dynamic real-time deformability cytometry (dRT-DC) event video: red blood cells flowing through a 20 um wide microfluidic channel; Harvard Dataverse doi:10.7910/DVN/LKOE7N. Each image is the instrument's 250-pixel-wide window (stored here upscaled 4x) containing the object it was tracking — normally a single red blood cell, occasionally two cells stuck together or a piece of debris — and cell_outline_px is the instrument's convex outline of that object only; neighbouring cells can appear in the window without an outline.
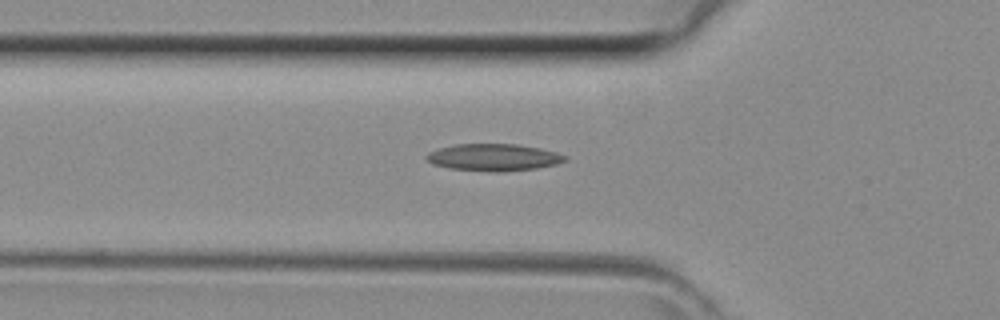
{"species": "common noctule bat (a hibernating species)", "species_latin": "Nyctalus noctula", "temperature_condition": "room temperature", "stored_images_in_passage": 36, "camera_frame_rate_fps": 3000, "um_per_image_px": 0.085, "animal": {"sex": "female", "body_mass_g": 29.2, "forearm_length_mm": 56.3}, "frame": {"image": 1, "passage_image": 13, "time_ms": 4.0, "image_size_px": [1000, 320], "cell_outline_px": [[568, 160], [556, 164], [536, 168], [500, 172], [492, 172], [448, 168], [432, 164], [424, 156], [428, 152], [440, 148], [456, 144], [516, 144], [540, 148], [556, 152], [568, 156]], "centroid_in_image_um": [41.96, 13.38], "position_along_channel_um": 83.8, "area_um2": 21.91}}
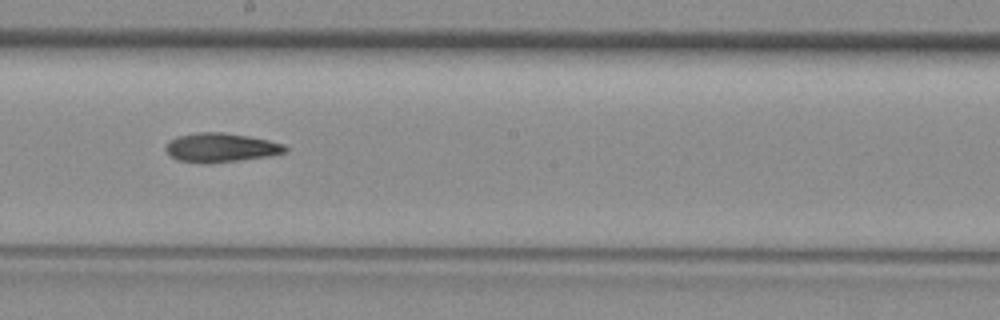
{"frame": {"image": 2, "passage_image": 22, "time_ms": 7.0, "image_size_px": [1000, 320], "cell_outline_px": [[288, 152], [268, 156], [240, 160], [208, 164], [200, 164], [176, 160], [168, 156], [164, 148], [168, 140], [180, 136], [200, 132], [224, 132], [248, 136], [268, 140], [284, 144], [288, 148]], "centroid_in_image_um": [18.73, 12.56], "position_along_channel_um": 229.5, "area_um2": 20.58}}
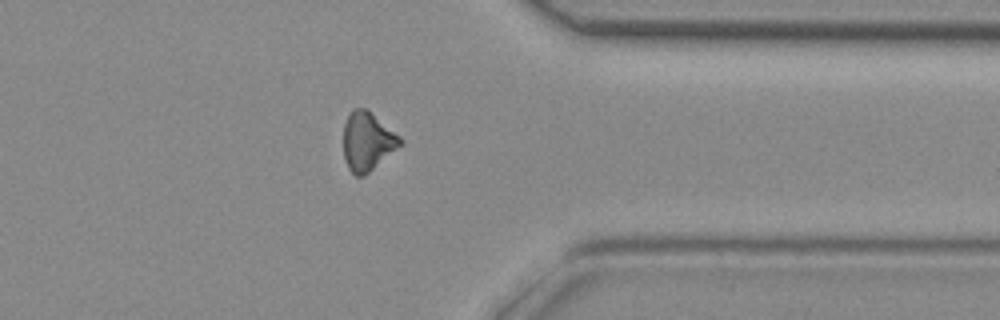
{"frame": {"image": 3, "passage_image": 32, "time_ms": 10.333, "image_size_px": [1000, 320], "cell_outline_px": [[404, 144], [364, 176], [356, 176], [348, 168], [344, 160], [344, 124], [348, 116], [356, 108], [364, 108], [400, 136], [404, 140]], "centroid_in_image_um": [31.25, 12.06], "position_along_channel_um": 380.2, "area_um2": 19.19}}